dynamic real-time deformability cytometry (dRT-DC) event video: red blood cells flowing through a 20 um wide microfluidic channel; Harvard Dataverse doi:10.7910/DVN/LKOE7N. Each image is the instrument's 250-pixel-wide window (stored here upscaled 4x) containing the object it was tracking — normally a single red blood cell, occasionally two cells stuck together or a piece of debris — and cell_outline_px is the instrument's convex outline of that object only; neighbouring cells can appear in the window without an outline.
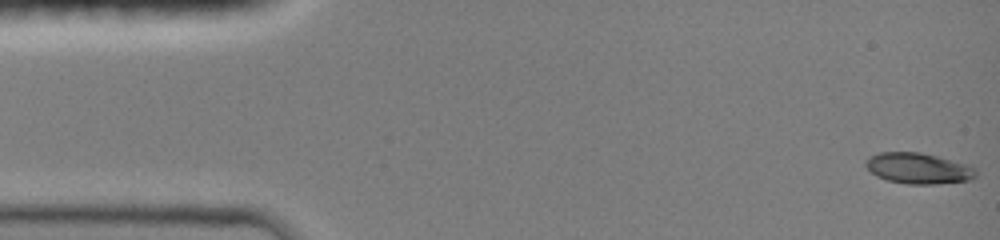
{"species": "common noctule bat (a hibernating species)", "species_latin": "Nyctalus noctula", "temperature_condition": "room temperature", "stored_images_in_passage": 12, "camera_frame_rate_fps": 3000, "um_per_image_px": 0.085, "animal": {"sex": "female", "body_mass_g": 19.0, "forearm_length_mm": 51.5}, "frame": {"image": 1, "passage_image": 1, "time_ms": 0.0, "image_size_px": [1000, 240], "cell_outline_px": [[976, 176], [968, 180], [932, 184], [908, 184], [888, 180], [876, 176], [864, 164], [872, 156], [880, 152], [920, 152], [936, 156], [972, 168], [976, 172]], "centroid_in_image_um": [77.99, 14.31], "position_along_channel_um": 7.0, "area_um2": 19.07}}
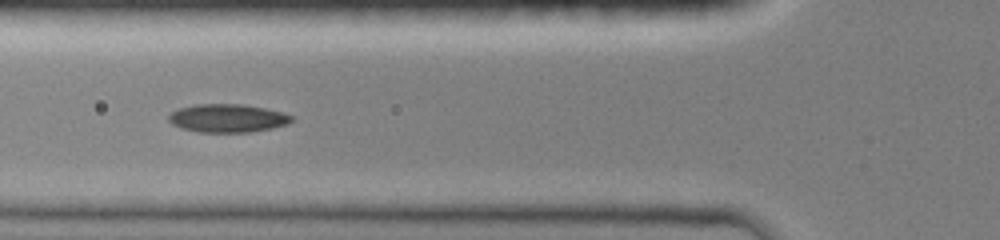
{"frame": {"image": 2, "passage_image": 9, "time_ms": 5.333, "image_size_px": [1000, 240], "cell_outline_px": [[292, 120], [288, 124], [272, 128], [248, 132], [200, 132], [180, 128], [172, 124], [168, 120], [168, 116], [172, 112], [180, 108], [196, 104], [240, 104], [264, 108], [280, 112], [292, 116]], "centroid_in_image_um": [19.31, 10.05], "position_along_channel_um": 106.5, "area_um2": 20.06}}
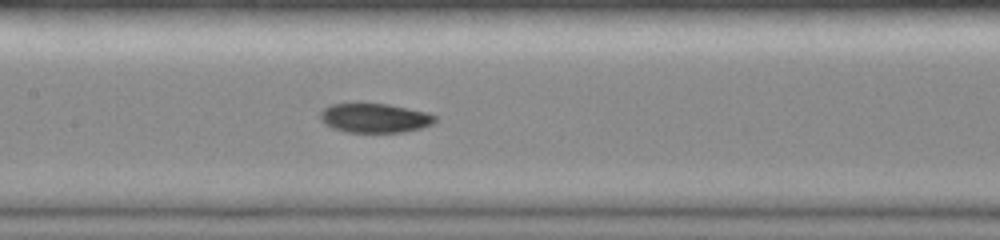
{"frame": {"image": 3, "passage_image": 12, "time_ms": 7.0, "image_size_px": [1000, 240], "cell_outline_px": [[436, 120], [432, 124], [420, 128], [400, 132], [348, 132], [332, 128], [324, 124], [320, 120], [320, 112], [324, 108], [332, 104], [388, 104], [424, 112], [436, 116]], "centroid_in_image_um": [31.81, 10.04], "position_along_channel_um": 175.6, "area_um2": 19.31}}